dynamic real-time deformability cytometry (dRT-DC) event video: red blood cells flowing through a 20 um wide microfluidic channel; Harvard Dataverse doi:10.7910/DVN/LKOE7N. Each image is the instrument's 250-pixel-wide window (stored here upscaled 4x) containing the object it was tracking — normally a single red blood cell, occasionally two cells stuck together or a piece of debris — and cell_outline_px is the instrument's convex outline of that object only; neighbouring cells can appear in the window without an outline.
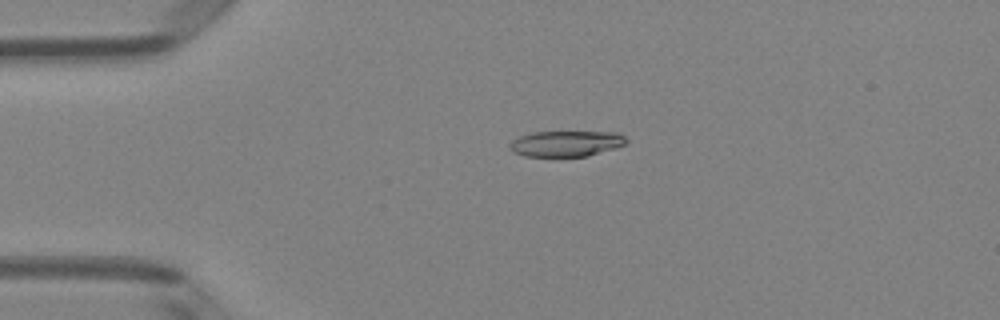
{"species": "Egyptian fruit bat (a non-hibernating species)", "species_latin": "Rousettus aegyptiacus", "temperature_condition": "room temperature", "stored_images_in_passage": 51, "camera_frame_rate_fps": 3000, "um_per_image_px": 0.085, "animal": {"sex": "female"}, "frame": {"image": 1, "passage_image": 12, "time_ms": 3.667, "image_size_px": [1000, 320], "cell_outline_px": [[628, 140], [624, 144], [616, 148], [588, 156], [524, 156], [512, 152], [508, 148], [508, 144], [512, 140], [528, 132], [616, 132], [624, 136]], "centroid_in_image_um": [48.08, 12.2], "position_along_channel_um": 36.9, "area_um2": 17.63}}
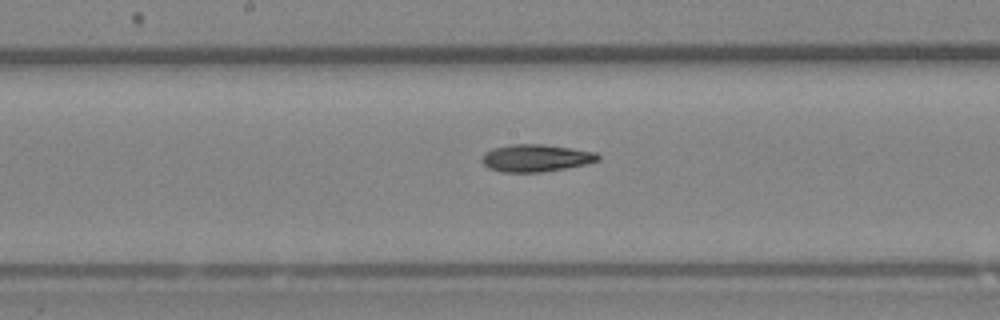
{"frame": {"image": 2, "passage_image": 27, "time_ms": 8.667, "image_size_px": [1000, 320], "cell_outline_px": [[600, 160], [584, 164], [564, 168], [540, 172], [500, 172], [488, 168], [480, 160], [480, 156], [484, 152], [492, 148], [512, 144], [540, 144], [572, 148], [596, 152], [600, 156]], "centroid_in_image_um": [45.49, 13.43], "position_along_channel_um": 202.7, "area_um2": 18.55}}
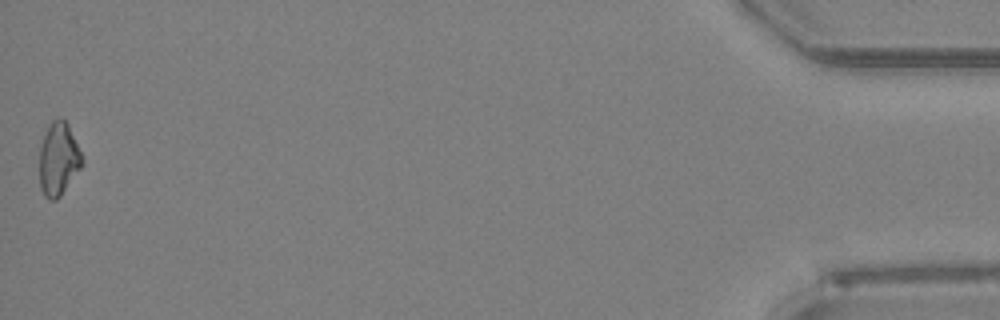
{"frame": {"image": 3, "passage_image": 51, "time_ms": 16.667, "image_size_px": [1000, 320], "cell_outline_px": [[84, 164], [60, 196], [56, 200], [48, 200], [44, 196], [40, 188], [40, 148], [48, 124], [56, 116], [60, 116], [68, 124], [84, 160]], "centroid_in_image_um": [4.97, 13.51], "position_along_channel_um": 430.2, "area_um2": 18.26}}